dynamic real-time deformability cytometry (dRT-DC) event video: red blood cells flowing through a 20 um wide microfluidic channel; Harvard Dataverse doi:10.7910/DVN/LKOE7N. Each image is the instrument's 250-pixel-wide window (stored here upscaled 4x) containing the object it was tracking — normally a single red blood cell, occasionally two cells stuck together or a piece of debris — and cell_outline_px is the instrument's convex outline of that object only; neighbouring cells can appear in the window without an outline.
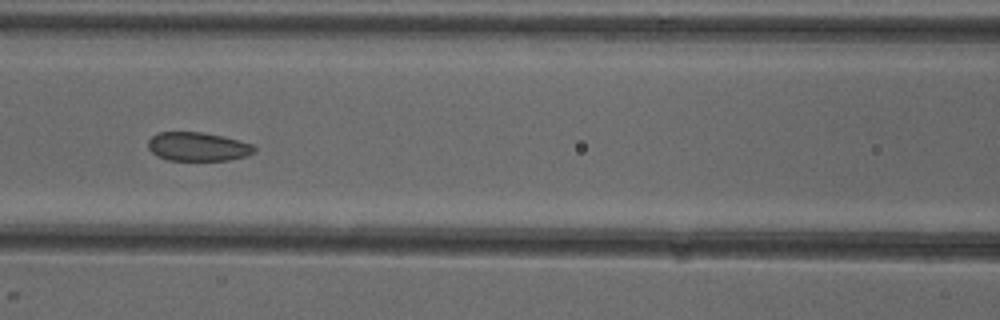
{"species": "common noctule bat (a hibernating species)", "species_latin": "Nyctalus noctula", "temperature_condition": "cold", "stored_images_in_passage": 8, "camera_frame_rate_fps": 3000, "um_per_image_px": 0.085, "animal": {"sex": "female"}, "frame": {"image": 1, "passage_image": 6, "time_ms": 6.667, "image_size_px": [1000, 320], "cell_outline_px": [[256, 148], [252, 152], [244, 156], [228, 160], [168, 160], [156, 156], [148, 148], [148, 140], [156, 132], [204, 132], [224, 136], [252, 144]], "centroid_in_image_um": [16.77, 12.45], "position_along_channel_um": 149.8, "area_um2": 17.8}}
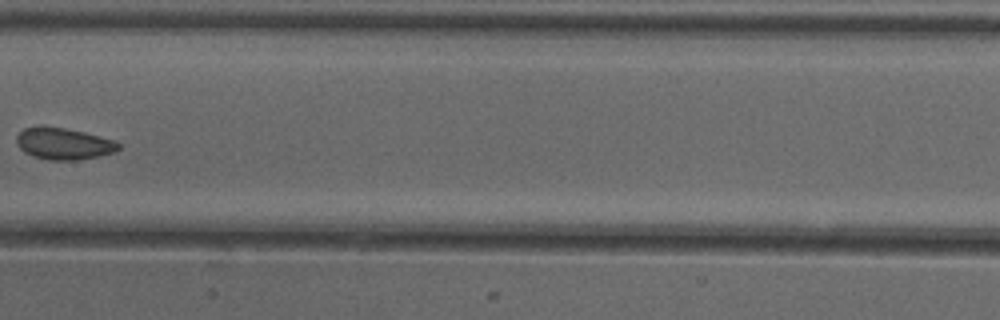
{"frame": {"image": 2, "passage_image": 7, "time_ms": 8.0, "image_size_px": [1000, 320], "cell_outline_px": [[120, 148], [112, 152], [100, 156], [76, 160], [48, 160], [32, 156], [24, 152], [16, 144], [16, 136], [24, 128], [40, 124], [64, 128], [84, 132], [116, 140], [120, 144]], "centroid_in_image_um": [5.37, 12.19], "position_along_channel_um": 202.0, "area_um2": 19.13}}
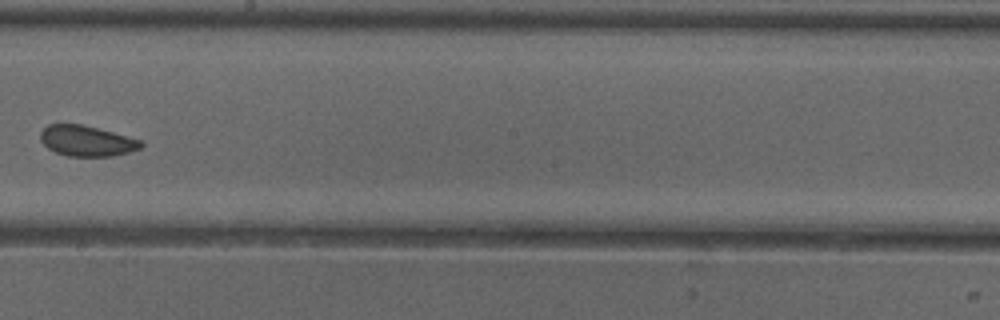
{"frame": {"image": 3, "passage_image": 8, "time_ms": 9.0, "image_size_px": [1000, 320], "cell_outline_px": [[144, 144], [140, 148], [128, 152], [112, 156], [68, 156], [56, 152], [48, 148], [40, 140], [40, 132], [48, 124], [80, 124], [112, 132], [140, 140]], "centroid_in_image_um": [7.34, 11.98], "position_along_channel_um": 240.9, "area_um2": 17.69}}